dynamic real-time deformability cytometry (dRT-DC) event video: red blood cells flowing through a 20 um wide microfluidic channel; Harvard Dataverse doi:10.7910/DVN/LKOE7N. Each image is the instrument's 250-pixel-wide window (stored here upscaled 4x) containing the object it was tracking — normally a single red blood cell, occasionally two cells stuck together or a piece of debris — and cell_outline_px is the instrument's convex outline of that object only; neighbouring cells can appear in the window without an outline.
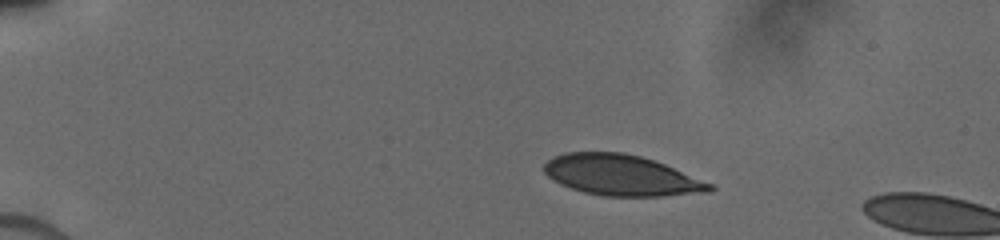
{"species": "human", "species_latin": "Homo sapiens", "temperature_condition": "cold", "stored_images_in_passage": 30, "camera_frame_rate_fps": 3000, "um_per_image_px": 0.085, "donor": {"sex": "male"}, "frame": {"image": 1, "passage_image": 22, "time_ms": 3.0, "image_size_px": [1000, 240], "cell_outline_px": [[716, 188], [712, 192], [660, 196], [604, 196], [584, 192], [560, 184], [552, 180], [544, 172], [544, 164], [552, 156], [564, 152], [620, 152], [640, 156], [664, 164], [712, 184]], "centroid_in_image_um": [52.79, 14.9], "position_along_channel_um": 32.2, "area_um2": 39.19}}